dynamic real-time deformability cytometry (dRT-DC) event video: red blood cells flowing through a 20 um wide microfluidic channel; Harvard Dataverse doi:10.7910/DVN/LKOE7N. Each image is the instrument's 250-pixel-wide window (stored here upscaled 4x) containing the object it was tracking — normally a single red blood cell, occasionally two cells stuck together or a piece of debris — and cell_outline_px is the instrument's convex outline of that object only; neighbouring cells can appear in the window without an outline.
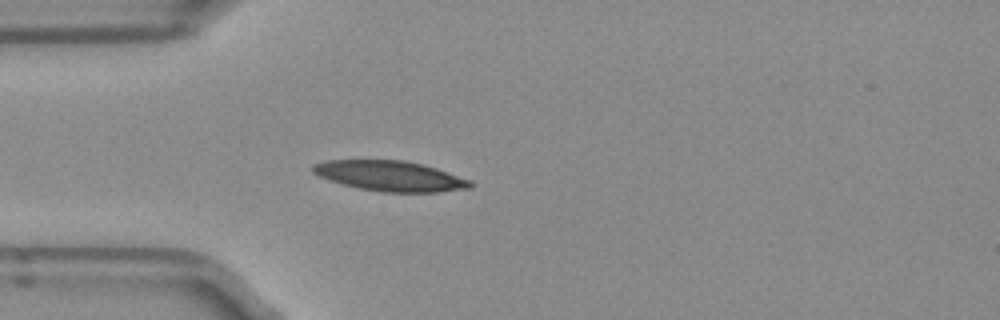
{"species": "Egyptian fruit bat (a non-hibernating species)", "species_latin": "Rousettus aegyptiacus", "temperature_condition": "room temperature", "stored_images_in_passage": 36, "camera_frame_rate_fps": 3000, "um_per_image_px": 0.085, "frame": {"image": 1, "passage_image": 6, "time_ms": 1.667, "image_size_px": [1000, 320], "cell_outline_px": [[472, 188], [440, 192], [380, 192], [360, 188], [328, 180], [312, 172], [312, 164], [324, 160], [404, 160], [424, 164], [472, 180]], "centroid_in_image_um": [33.18, 14.95], "position_along_channel_um": 51.8, "area_um2": 27.92}}
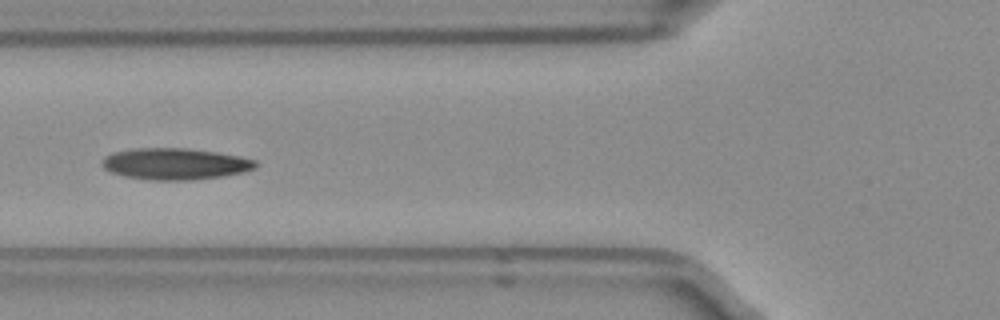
{"frame": {"image": 2, "passage_image": 11, "time_ms": 3.333, "image_size_px": [1000, 320], "cell_outline_px": [[256, 164], [252, 168], [240, 172], [220, 176], [192, 180], [148, 180], [124, 176], [112, 172], [104, 168], [104, 156], [116, 152], [136, 148], [188, 148], [216, 152], [240, 156], [256, 160]], "centroid_in_image_um": [14.87, 13.92], "position_along_channel_um": 110.9, "area_um2": 27.74}}
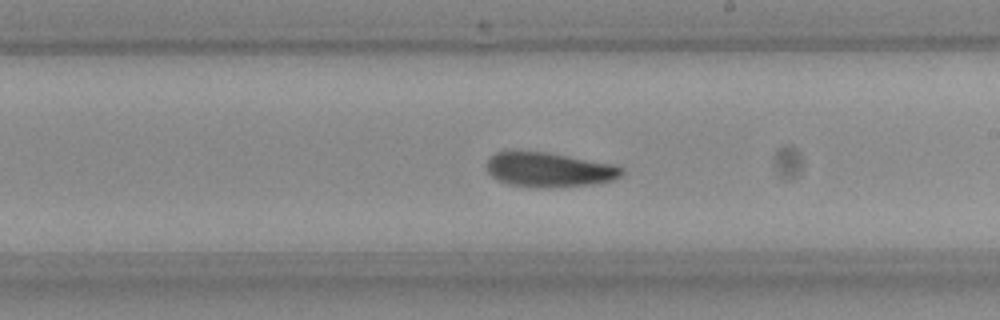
{"frame": {"image": 3, "passage_image": 21, "time_ms": 6.667, "image_size_px": [1000, 320], "cell_outline_px": [[624, 172], [620, 176], [612, 180], [588, 184], [544, 188], [540, 188], [508, 184], [492, 176], [488, 172], [488, 160], [496, 152], [548, 152], [612, 164], [624, 168]], "centroid_in_image_um": [46.69, 14.43], "position_along_channel_um": 242.3, "area_um2": 26.7}, "authors_computed_cell_mechanics": {"area_um2": 27.2816, "velocity_mm_per_s": 3.9478, "shape_relaxation_time_tau1_ms": 4.1718, "shape_relaxation_time_tau2_ms": 6.042, "deformation_change_tau1": 0.1284, "deformation_change_tau2": 0.119}}